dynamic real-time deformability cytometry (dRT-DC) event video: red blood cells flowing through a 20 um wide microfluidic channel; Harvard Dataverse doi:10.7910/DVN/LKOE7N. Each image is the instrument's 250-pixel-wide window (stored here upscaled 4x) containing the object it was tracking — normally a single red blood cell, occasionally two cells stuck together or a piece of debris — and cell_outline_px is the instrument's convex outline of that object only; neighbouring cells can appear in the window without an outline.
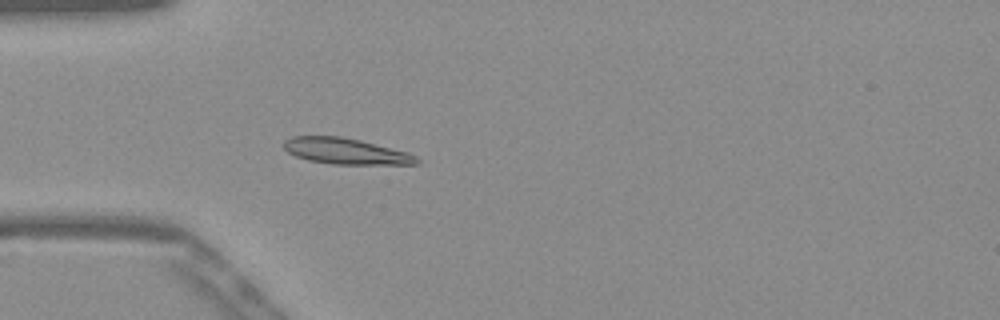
{"species": "Egyptian fruit bat (a non-hibernating species)", "species_latin": "Rousettus aegyptiacus", "temperature_condition": "warm", "stored_images_in_passage": 39, "camera_frame_rate_fps": 3000, "um_per_image_px": 0.085, "frame": {"image": 1, "passage_image": 2, "time_ms": 0.333, "image_size_px": [1000, 320], "cell_outline_px": [[420, 164], [332, 164], [308, 160], [296, 156], [288, 152], [284, 148], [284, 140], [292, 136], [340, 136], [360, 140], [408, 152], [416, 156], [420, 160]], "centroid_in_image_um": [29.39, 12.85], "position_along_channel_um": 55.6, "area_um2": 20.11}}
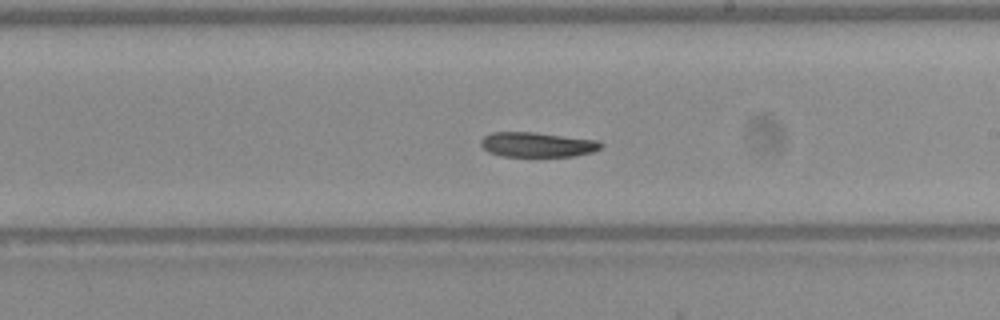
{"frame": {"image": 2, "passage_image": 17, "time_ms": 5.333, "image_size_px": [1000, 320], "cell_outline_px": [[604, 144], [600, 148], [592, 152], [576, 156], [500, 156], [488, 152], [480, 144], [480, 140], [484, 136], [492, 132], [532, 132], [596, 140]], "centroid_in_image_um": [45.64, 12.29], "position_along_channel_um": 243.4, "area_um2": 17.28}}
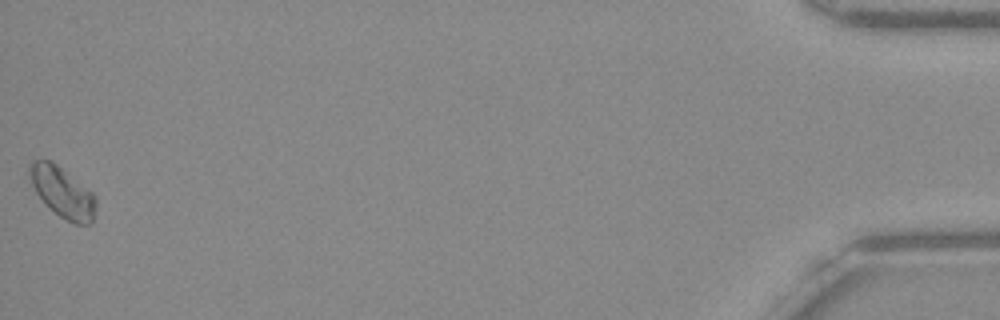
{"frame": {"image": 3, "passage_image": 39, "time_ms": 12.667, "image_size_px": [1000, 320], "cell_outline_px": [[96, 204], [92, 224], [76, 224], [60, 216], [36, 192], [28, 176], [28, 164], [32, 160], [48, 160], [56, 164], [92, 192], [96, 196]], "centroid_in_image_um": [5.31, 16.32], "position_along_channel_um": 429.9, "area_um2": 19.07}}